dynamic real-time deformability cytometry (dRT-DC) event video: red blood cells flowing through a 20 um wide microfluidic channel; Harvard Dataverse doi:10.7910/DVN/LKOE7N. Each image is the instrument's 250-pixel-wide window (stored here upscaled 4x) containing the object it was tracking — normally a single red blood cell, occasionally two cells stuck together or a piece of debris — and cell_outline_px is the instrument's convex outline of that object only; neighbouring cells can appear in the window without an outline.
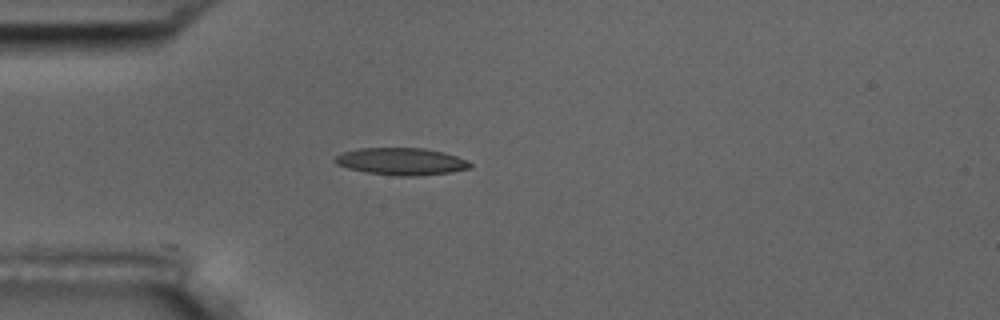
{"species": "common noctule bat (a hibernating species)", "species_latin": "Nyctalus noctula", "temperature_condition": "room temperature", "stored_images_in_passage": 2, "camera_frame_rate_fps": 3000, "um_per_image_px": 0.085, "animal": {"sex": "male", "body_mass_g": 17.5, "forearm_length_mm": 52.3}, "frame": {"image": 1, "passage_image": 2, "time_ms": 1.0, "image_size_px": [1000, 320], "cell_outline_px": [[472, 168], [452, 172], [416, 176], [396, 176], [364, 172], [348, 168], [336, 164], [332, 160], [340, 152], [356, 148], [424, 148], [444, 152], [468, 160], [472, 164]], "centroid_in_image_um": [34.09, 13.72], "position_along_channel_um": 50.9, "area_um2": 21.73}}